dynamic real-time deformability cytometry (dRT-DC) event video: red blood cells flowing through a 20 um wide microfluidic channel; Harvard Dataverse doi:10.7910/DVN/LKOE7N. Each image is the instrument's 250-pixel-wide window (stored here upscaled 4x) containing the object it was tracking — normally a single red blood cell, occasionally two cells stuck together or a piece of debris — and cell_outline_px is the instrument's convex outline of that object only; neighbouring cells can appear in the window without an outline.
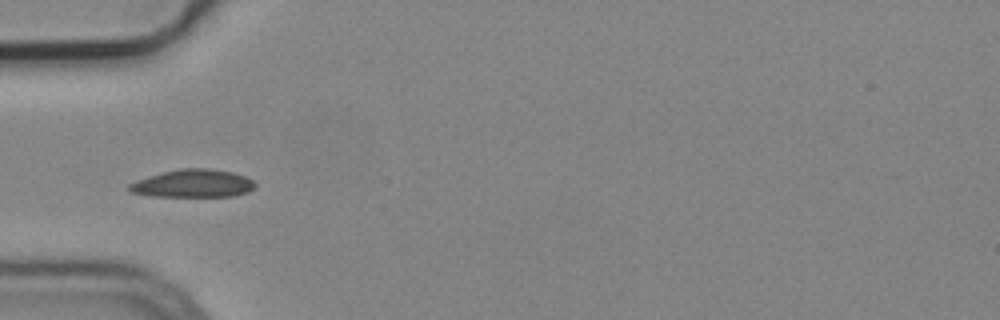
{"species": "common noctule bat (a hibernating species)", "species_latin": "Nyctalus noctula", "temperature_condition": "cold", "stored_images_in_passage": 6, "camera_frame_rate_fps": 3000, "um_per_image_px": 0.085, "animal": {"sex": "male", "body_mass_g": 19.2, "forearm_length_mm": 51.8}, "frame": {"image": 1, "passage_image": 3, "time_ms": 0.667, "image_size_px": [1000, 320], "cell_outline_px": [[256, 184], [248, 192], [232, 196], [152, 196], [128, 192], [128, 184], [136, 180], [148, 176], [180, 168], [208, 168], [232, 172], [244, 176], [252, 180]], "centroid_in_image_um": [16.36, 15.6], "position_along_channel_um": 68.6, "area_um2": 20.4}}
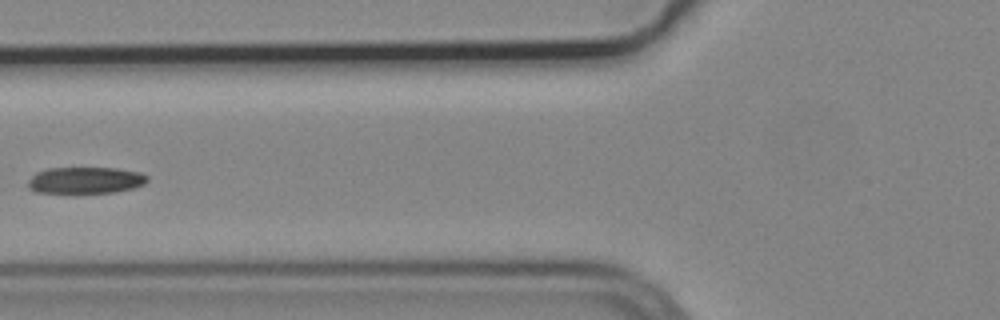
{"frame": {"image": 2, "passage_image": 4, "time_ms": 1.0, "image_size_px": [1000, 320], "cell_outline_px": [[148, 180], [144, 184], [132, 188], [116, 192], [76, 196], [72, 196], [36, 192], [28, 188], [28, 180], [36, 172], [48, 168], [116, 168], [140, 172], [148, 176]], "centroid_in_image_um": [7.21, 15.38], "position_along_channel_um": 118.6, "area_um2": 19.54}}
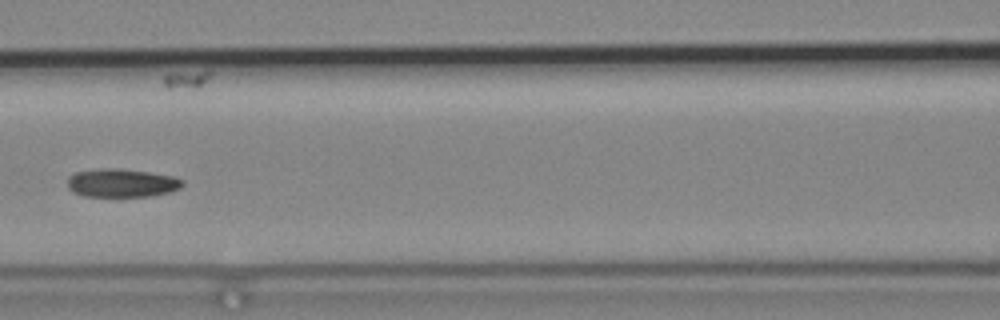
{"frame": {"image": 3, "passage_image": 5, "time_ms": 1.333, "image_size_px": [1000, 320], "cell_outline_px": [[184, 184], [180, 188], [168, 192], [152, 196], [84, 196], [72, 192], [68, 188], [68, 176], [76, 172], [108, 168], [116, 168], [148, 172], [176, 176], [184, 180]], "centroid_in_image_um": [10.37, 15.55], "position_along_channel_um": 156.2, "area_um2": 19.02}}